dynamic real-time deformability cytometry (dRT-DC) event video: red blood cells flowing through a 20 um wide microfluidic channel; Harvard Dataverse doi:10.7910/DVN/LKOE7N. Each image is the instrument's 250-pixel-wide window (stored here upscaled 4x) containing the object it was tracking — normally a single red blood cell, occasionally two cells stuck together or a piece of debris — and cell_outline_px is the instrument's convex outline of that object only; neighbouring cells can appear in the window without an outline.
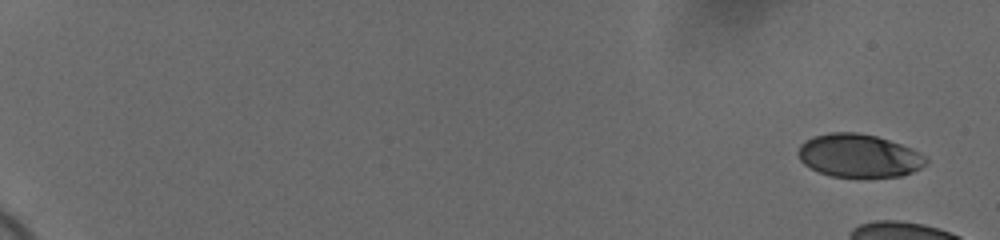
{"species": "human", "species_latin": "Homo sapiens", "temperature_condition": "cold", "stored_images_in_passage": 13, "camera_frame_rate_fps": 3000, "um_per_image_px": 0.085, "donor": {"sex": "female"}, "frame": {"image": 1, "passage_image": 1, "time_ms": 0.0, "image_size_px": [1000, 240], "cell_outline_px": [[928, 164], [912, 172], [900, 176], [832, 176], [820, 172], [804, 164], [800, 160], [796, 152], [800, 144], [816, 136], [832, 132], [856, 132], [876, 136], [912, 148], [920, 152], [928, 160]], "centroid_in_image_um": [73.02, 13.23], "position_along_channel_um": 12.0, "area_um2": 31.85}}